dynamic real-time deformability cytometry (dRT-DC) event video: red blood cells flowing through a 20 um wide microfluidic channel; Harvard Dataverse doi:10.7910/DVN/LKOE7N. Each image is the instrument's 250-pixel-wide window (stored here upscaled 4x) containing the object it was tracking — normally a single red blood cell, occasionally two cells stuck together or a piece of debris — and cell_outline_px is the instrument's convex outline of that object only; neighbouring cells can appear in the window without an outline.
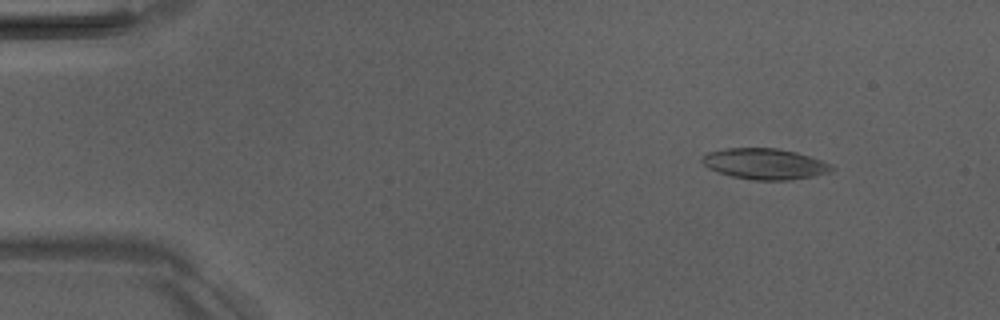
{"species": "Egyptian fruit bat (a non-hibernating species)", "species_latin": "Rousettus aegyptiacus", "temperature_condition": "room temperature", "stored_images_in_passage": 7, "camera_frame_rate_fps": 3000, "um_per_image_px": 0.085, "animal": {"sex": "male"}, "frame": {"image": 1, "passage_image": 1, "time_ms": 0.0, "image_size_px": [1000, 320], "cell_outline_px": [[836, 168], [828, 172], [812, 176], [788, 180], [752, 180], [732, 176], [708, 168], [700, 160], [700, 156], [708, 152], [728, 148], [776, 148], [796, 152], [832, 164]], "centroid_in_image_um": [64.98, 13.92], "position_along_channel_um": 20.0, "area_um2": 23.18}}
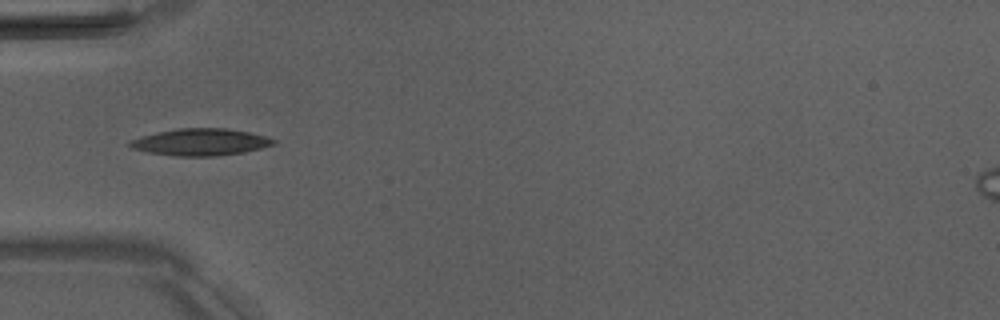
{"frame": {"image": 2, "passage_image": 4, "time_ms": 3.667, "image_size_px": [1000, 320], "cell_outline_px": [[276, 144], [244, 152], [216, 156], [176, 156], [148, 152], [132, 148], [124, 144], [128, 140], [160, 132], [180, 128], [228, 128], [248, 132], [264, 136], [276, 140]], "centroid_in_image_um": [17.03, 12.08], "position_along_channel_um": 68.0, "area_um2": 22.43}}
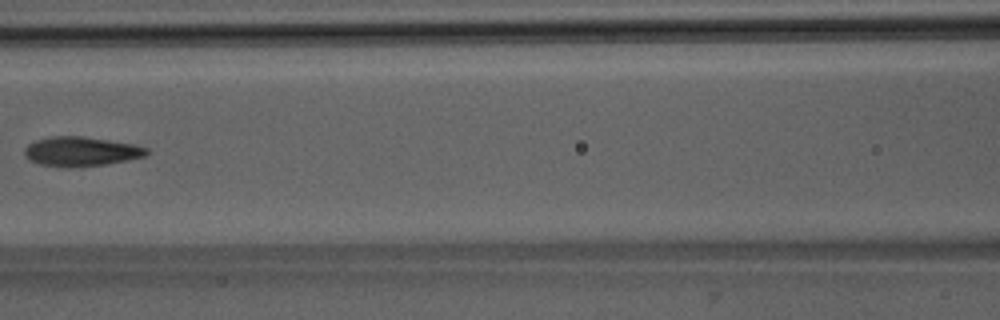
{"frame": {"image": 3, "passage_image": 6, "time_ms": 6.0, "image_size_px": [1000, 320], "cell_outline_px": [[152, 152], [144, 156], [128, 160], [104, 164], [68, 168], [40, 164], [28, 160], [24, 156], [24, 148], [28, 144], [36, 140], [52, 136], [84, 136], [132, 144], [148, 148]], "centroid_in_image_um": [6.87, 12.88], "position_along_channel_um": 159.7, "area_um2": 21.04}}